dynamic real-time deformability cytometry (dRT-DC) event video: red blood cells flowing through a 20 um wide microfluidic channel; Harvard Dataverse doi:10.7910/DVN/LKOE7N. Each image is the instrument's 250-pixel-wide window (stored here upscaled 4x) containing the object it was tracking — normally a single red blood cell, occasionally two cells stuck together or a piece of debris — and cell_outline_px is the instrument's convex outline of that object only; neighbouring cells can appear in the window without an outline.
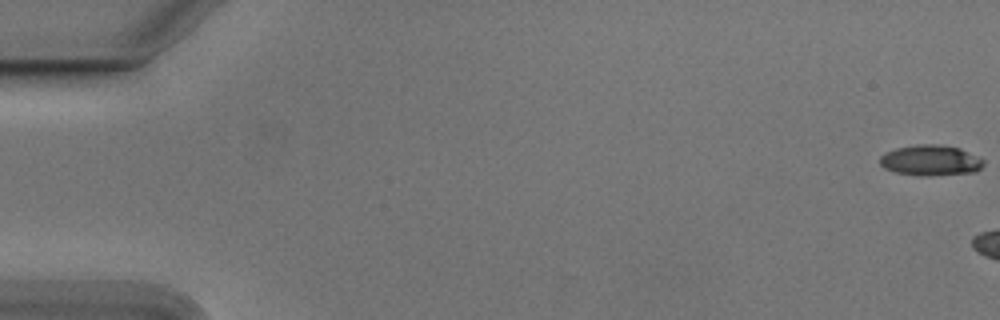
{"species": "Egyptian fruit bat (a non-hibernating species)", "species_latin": "Rousettus aegyptiacus", "temperature_condition": "cold", "stored_images_in_passage": 16, "camera_frame_rate_fps": 3000, "um_per_image_px": 0.085, "animal": {"sex": "male"}, "frame": {"image": 1, "passage_image": 1, "time_ms": 0.0, "image_size_px": [1000, 320], "cell_outline_px": [[984, 164], [976, 172], [928, 176], [896, 172], [884, 168], [880, 164], [880, 156], [896, 148], [916, 144], [940, 144], [960, 148], [984, 160]], "centroid_in_image_um": [79.11, 13.62], "position_along_channel_um": 5.9, "area_um2": 18.38}}